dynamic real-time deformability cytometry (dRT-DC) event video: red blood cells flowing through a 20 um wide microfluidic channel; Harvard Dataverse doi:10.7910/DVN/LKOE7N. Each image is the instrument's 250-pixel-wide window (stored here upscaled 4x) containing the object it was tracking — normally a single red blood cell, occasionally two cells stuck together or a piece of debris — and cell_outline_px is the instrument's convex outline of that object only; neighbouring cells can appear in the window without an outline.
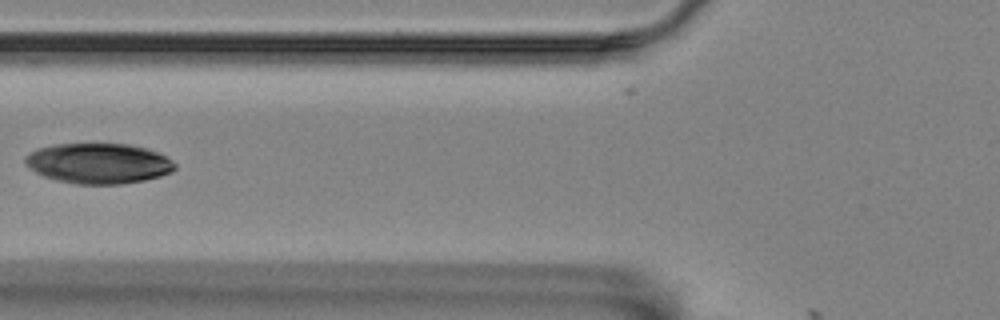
{"species": "Egyptian fruit bat (a non-hibernating species)", "species_latin": "Rousettus aegyptiacus", "temperature_condition": "room temperature", "stored_images_in_passage": 7, "camera_frame_rate_fps": 3000, "um_per_image_px": 0.085, "animal": {"sex": "female"}, "frame": {"image": 1, "passage_image": 6, "time_ms": 1.667, "image_size_px": [1000, 320], "cell_outline_px": [[176, 168], [172, 172], [160, 176], [144, 180], [120, 184], [76, 184], [56, 180], [44, 176], [36, 172], [24, 164], [24, 156], [40, 148], [52, 144], [128, 144], [148, 148], [172, 160], [176, 164]], "centroid_in_image_um": [8.37, 13.89], "position_along_channel_um": 117.4, "area_um2": 35.2}}